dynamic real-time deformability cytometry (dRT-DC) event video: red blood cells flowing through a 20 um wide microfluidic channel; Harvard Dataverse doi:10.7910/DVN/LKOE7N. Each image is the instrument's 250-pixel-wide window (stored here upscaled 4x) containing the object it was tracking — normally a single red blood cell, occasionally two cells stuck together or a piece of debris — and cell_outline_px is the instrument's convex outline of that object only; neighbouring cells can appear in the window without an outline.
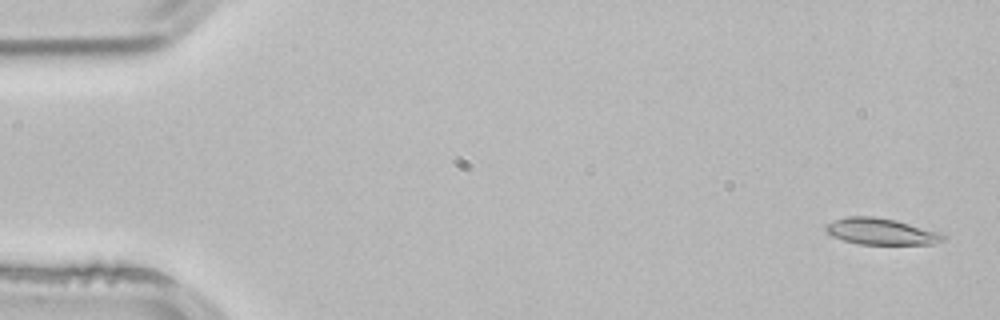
{"species": "common noctule bat (a hibernating species)", "species_latin": "Nyctalus noctula", "temperature_condition": "room temperature", "stored_images_in_passage": 3, "camera_frame_rate_fps": 3000, "um_per_image_px": 0.085, "animal": {"sex": "male", "body_mass_g": 21.5, "forearm_length_mm": 52.0}, "frame": {"image": 1, "passage_image": 1, "time_ms": 0.0, "image_size_px": [1000, 320], "cell_outline_px": [[944, 240], [932, 244], [860, 244], [844, 240], [832, 236], [824, 228], [828, 224], [836, 220], [848, 216], [872, 216], [896, 220], [940, 232], [944, 236]], "centroid_in_image_um": [74.9, 19.67], "position_along_channel_um": 10.1, "area_um2": 17.8}}